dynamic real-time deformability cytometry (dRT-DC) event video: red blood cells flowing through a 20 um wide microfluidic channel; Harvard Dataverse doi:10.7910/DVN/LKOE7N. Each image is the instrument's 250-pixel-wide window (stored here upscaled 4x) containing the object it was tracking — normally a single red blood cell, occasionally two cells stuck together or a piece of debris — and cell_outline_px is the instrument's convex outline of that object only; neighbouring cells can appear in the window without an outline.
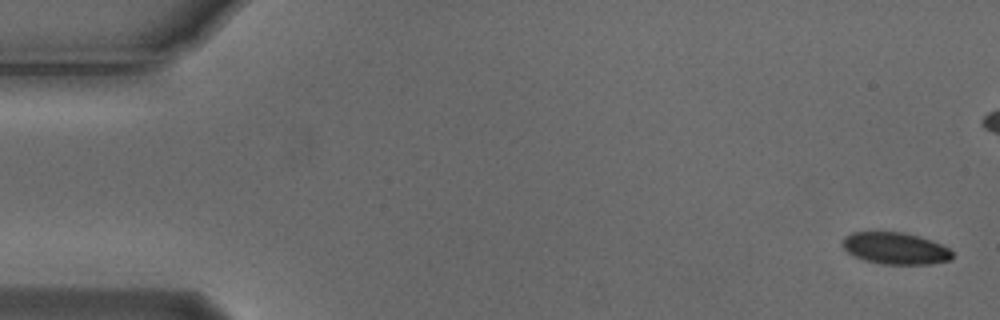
{"species": "Egyptian fruit bat (a non-hibernating species)", "species_latin": "Rousettus aegyptiacus", "temperature_condition": "cold", "stored_images_in_passage": 5, "camera_frame_rate_fps": 3000, "um_per_image_px": 0.085, "animal": {"sex": "male"}, "frame": {"image": 1, "passage_image": 1, "time_ms": 0.0, "image_size_px": [1000, 320], "cell_outline_px": [[952, 260], [928, 264], [884, 264], [864, 260], [848, 252], [840, 244], [844, 236], [852, 232], [904, 232], [940, 244], [948, 248], [952, 252]], "centroid_in_image_um": [76.07, 21.11], "position_along_channel_um": 8.9, "area_um2": 20.17}}
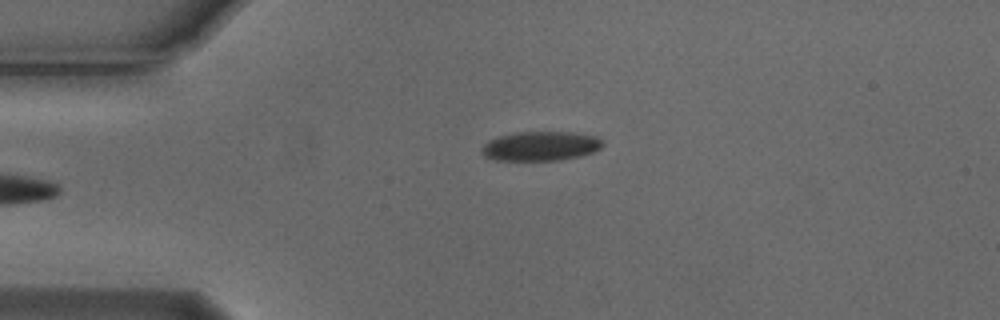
{"frame": {"image": 2, "passage_image": 5, "time_ms": 1.333, "image_size_px": [1000, 320], "cell_outline_px": [[604, 144], [600, 148], [592, 152], [580, 156], [560, 160], [496, 160], [484, 156], [480, 152], [480, 148], [488, 140], [500, 136], [516, 132], [572, 132], [596, 136]], "centroid_in_image_um": [45.92, 12.42], "position_along_channel_um": 39.1, "area_um2": 20.69}}